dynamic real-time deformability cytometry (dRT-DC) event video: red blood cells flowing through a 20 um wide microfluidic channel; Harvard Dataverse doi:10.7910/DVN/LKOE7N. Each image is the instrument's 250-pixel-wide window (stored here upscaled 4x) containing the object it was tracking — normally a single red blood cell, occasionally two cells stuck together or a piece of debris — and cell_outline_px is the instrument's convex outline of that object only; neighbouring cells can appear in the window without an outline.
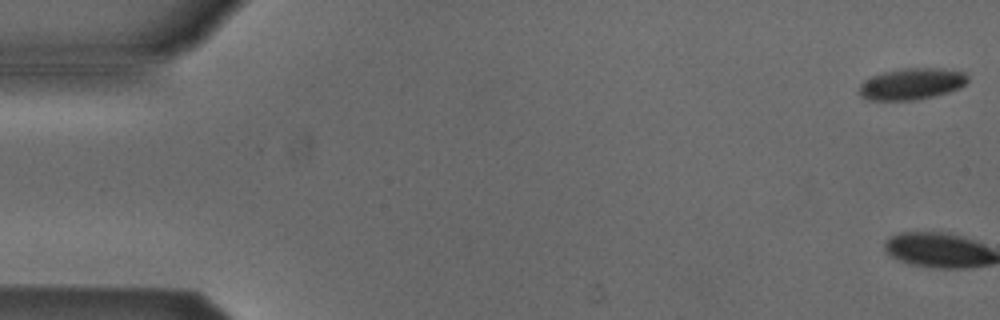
{"species": "Egyptian fruit bat (a non-hibernating species)", "species_latin": "Rousettus aegyptiacus", "temperature_condition": "cold", "stored_images_in_passage": 7, "camera_frame_rate_fps": 3000, "um_per_image_px": 0.085, "animal": {"sex": "male"}, "frame": {"image": 1, "passage_image": 1, "time_ms": 0.0, "image_size_px": [1000, 320], "cell_outline_px": [[968, 80], [960, 88], [948, 92], [916, 100], [868, 100], [860, 96], [860, 84], [864, 80], [872, 76], [884, 72], [904, 68], [940, 68], [964, 72], [968, 76]], "centroid_in_image_um": [77.49, 7.13], "position_along_channel_um": 7.5, "area_um2": 19.83}}
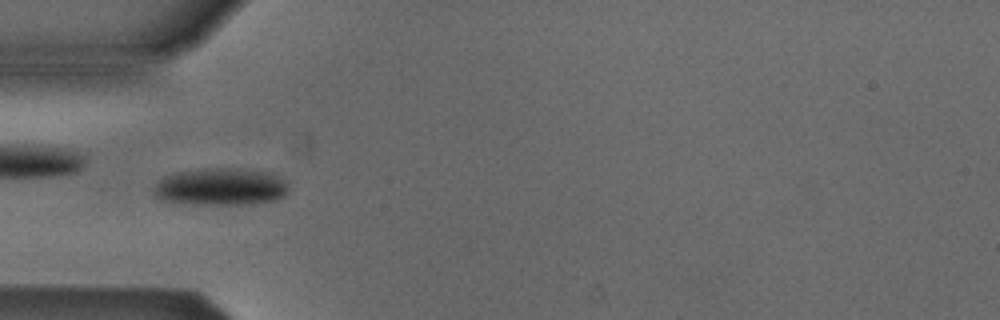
{"frame": {"image": 2, "passage_image": 5, "time_ms": 5.667, "image_size_px": [1000, 320], "cell_outline_px": [[288, 188], [284, 196], [276, 200], [244, 204], [200, 204], [160, 200], [152, 192], [152, 188], [164, 176], [176, 172], [204, 168], [240, 168], [272, 172], [288, 180]], "centroid_in_image_um": [18.79, 15.85], "position_along_channel_um": 66.2, "area_um2": 29.65}}
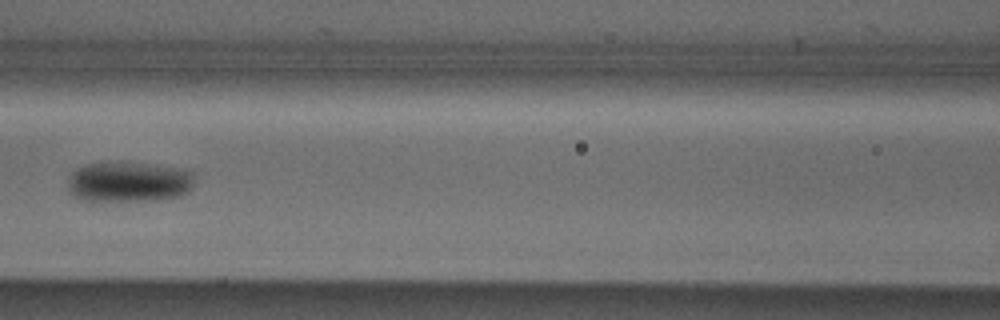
{"frame": {"image": 3, "passage_image": 7, "time_ms": 8.0, "image_size_px": [1000, 320], "cell_outline_px": [[192, 188], [188, 192], [176, 196], [156, 200], [84, 200], [72, 196], [68, 192], [68, 176], [76, 168], [84, 164], [120, 160], [148, 164], [172, 168], [192, 172]], "centroid_in_image_um": [10.84, 15.43], "position_along_channel_um": 155.8, "area_um2": 29.94}}